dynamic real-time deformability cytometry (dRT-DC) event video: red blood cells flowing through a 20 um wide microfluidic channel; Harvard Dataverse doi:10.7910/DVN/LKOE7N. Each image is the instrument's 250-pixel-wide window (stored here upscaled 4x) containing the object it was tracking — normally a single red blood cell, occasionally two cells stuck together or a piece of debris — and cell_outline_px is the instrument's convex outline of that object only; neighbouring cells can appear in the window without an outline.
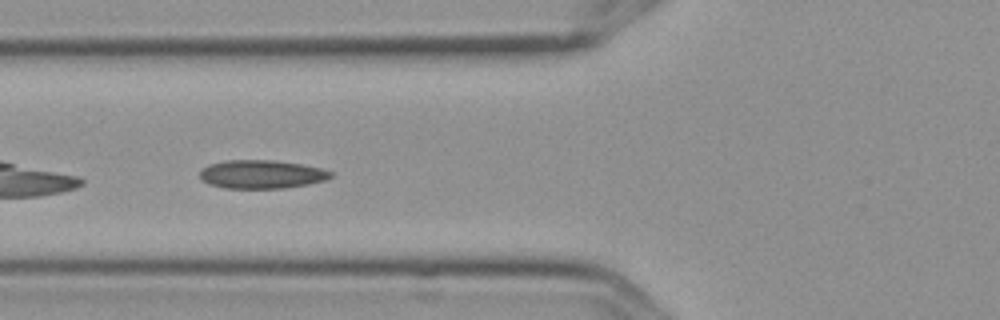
{"species": "Egyptian fruit bat (a non-hibernating species)", "species_latin": "Rousettus aegyptiacus", "temperature_condition": "cold", "stored_images_in_passage": 10, "camera_frame_rate_fps": 3000, "um_per_image_px": 0.085, "frame": {"image": 1, "passage_image": 5, "time_ms": 1.333, "image_size_px": [1000, 320], "cell_outline_px": [[332, 176], [324, 180], [308, 184], [284, 188], [224, 188], [208, 184], [200, 180], [200, 172], [208, 164], [224, 160], [272, 160], [300, 164], [320, 168], [332, 172]], "centroid_in_image_um": [22.18, 14.81], "position_along_channel_um": 103.6, "area_um2": 21.68}}
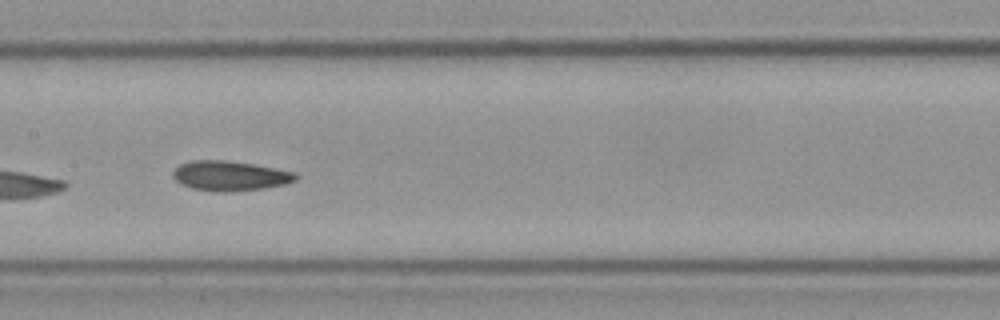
{"frame": {"image": 2, "passage_image": 7, "time_ms": 2.0, "image_size_px": [1000, 320], "cell_outline_px": [[296, 180], [284, 184], [264, 188], [224, 192], [192, 188], [180, 184], [172, 176], [172, 172], [180, 164], [188, 160], [228, 160], [276, 168], [296, 172]], "centroid_in_image_um": [19.52, 14.93], "position_along_channel_um": 187.9, "area_um2": 21.27}}
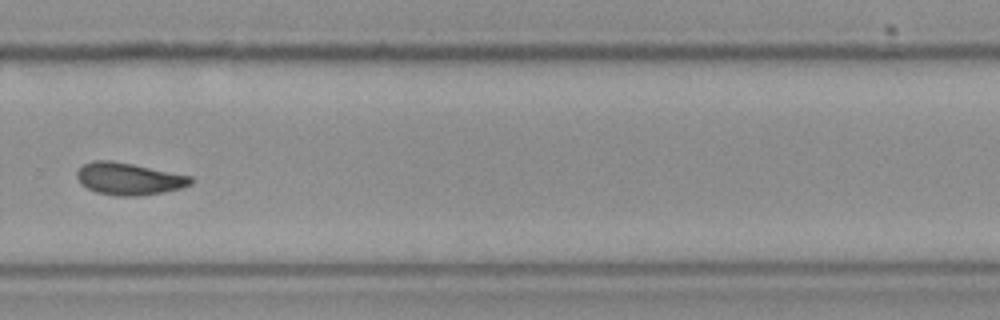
{"frame": {"image": 3, "passage_image": 10, "time_ms": 3.0, "image_size_px": [1000, 320], "cell_outline_px": [[192, 184], [180, 188], [164, 192], [136, 196], [116, 196], [96, 192], [80, 184], [76, 176], [76, 172], [84, 164], [92, 160], [112, 160], [192, 176]], "centroid_in_image_um": [10.93, 15.2], "position_along_channel_um": 318.9, "area_um2": 21.33}}